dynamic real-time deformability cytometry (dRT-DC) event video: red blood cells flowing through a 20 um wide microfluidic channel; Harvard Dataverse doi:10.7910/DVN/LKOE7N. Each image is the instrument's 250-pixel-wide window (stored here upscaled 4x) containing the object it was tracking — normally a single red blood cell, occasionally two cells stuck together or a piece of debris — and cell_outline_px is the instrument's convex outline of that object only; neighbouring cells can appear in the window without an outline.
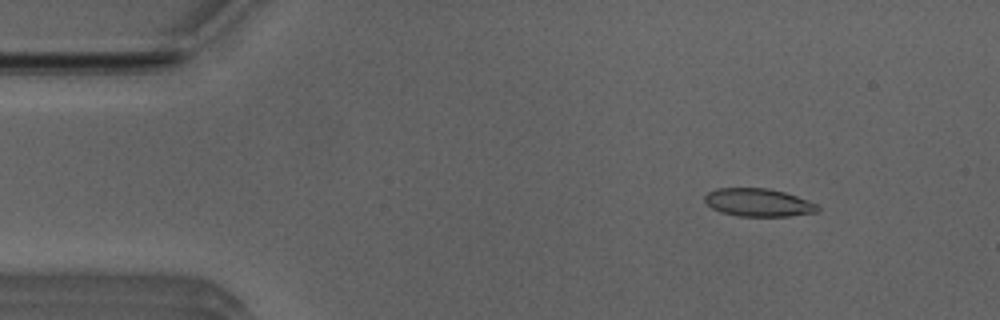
{"species": "Egyptian fruit bat (a non-hibernating species)", "species_latin": "Rousettus aegyptiacus", "temperature_condition": "room temperature", "stored_images_in_passage": 50, "camera_frame_rate_fps": 3000, "um_per_image_px": 0.085, "animal": {"sex": "male"}, "frame": {"image": 1, "passage_image": 5, "time_ms": 1.333, "image_size_px": [1000, 320], "cell_outline_px": [[820, 208], [816, 212], [788, 216], [740, 216], [720, 212], [712, 208], [704, 200], [704, 196], [708, 192], [716, 188], [768, 188], [784, 192], [796, 196], [816, 204]], "centroid_in_image_um": [64.42, 17.21], "position_along_channel_um": 20.6, "area_um2": 18.26}}
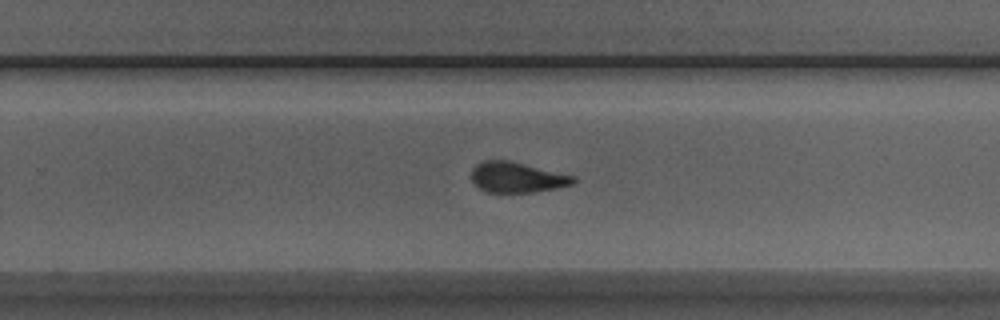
{"frame": {"image": 2, "passage_image": 31, "time_ms": 10.0, "image_size_px": [1000, 320], "cell_outline_px": [[576, 180], [572, 184], [560, 188], [532, 192], [488, 192], [480, 188], [472, 180], [472, 168], [476, 164], [484, 160], [508, 160], [576, 176]], "centroid_in_image_um": [43.97, 15.07], "position_along_channel_um": 285.8, "area_um2": 18.03}}
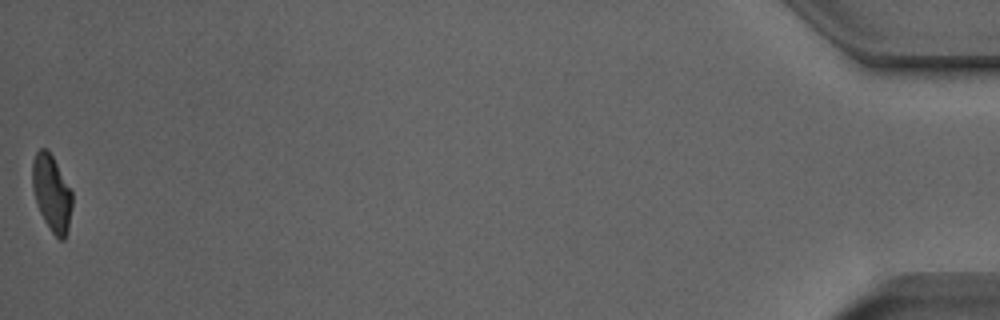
{"frame": {"image": 3, "passage_image": 50, "time_ms": 16.333, "image_size_px": [1000, 320], "cell_outline_px": [[72, 208], [68, 228], [64, 240], [60, 240], [52, 232], [44, 220], [36, 204], [32, 188], [32, 164], [36, 152], [40, 148], [48, 148], [72, 192]], "centroid_in_image_um": [4.38, 16.4], "position_along_channel_um": 430.8, "area_um2": 17.69}, "authors_computed_cell_mechanics": {"area_um2": 18.8428, "velocity_mm_per_s": 3.96, "shape_relaxation_time_tau1_ms": 4.4391, "shape_relaxation_time_tau2_ms": 1.2406, "deformation_change_tau1": 0.1688, "deformation_change_tau2": 0.0941}}